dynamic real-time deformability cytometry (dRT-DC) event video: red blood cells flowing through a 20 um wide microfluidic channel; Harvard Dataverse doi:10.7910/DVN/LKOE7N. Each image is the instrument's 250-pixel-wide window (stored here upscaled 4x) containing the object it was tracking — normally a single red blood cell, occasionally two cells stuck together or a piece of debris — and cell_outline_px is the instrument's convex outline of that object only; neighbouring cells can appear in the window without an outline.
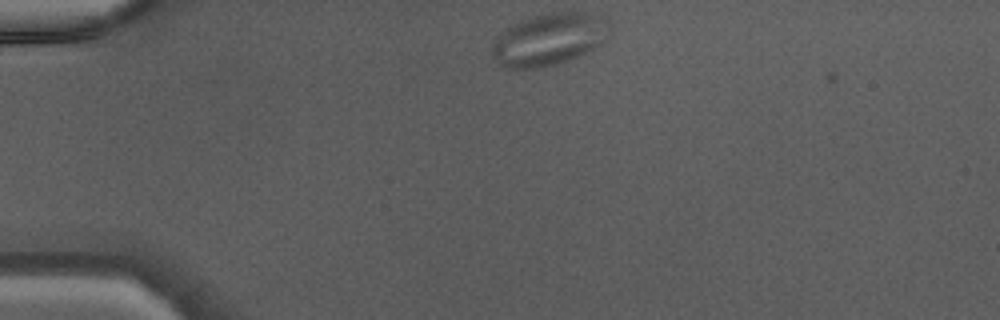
{"species": "Egyptian fruit bat (a non-hibernating species)", "species_latin": "Rousettus aegyptiacus", "temperature_condition": "warm", "stored_images_in_passage": 36, "camera_frame_rate_fps": 3000, "um_per_image_px": 0.085, "animal": {"sex": "male"}, "frame": {"image": 1, "passage_image": 1, "time_ms": 0.0, "image_size_px": [1000, 320], "cell_outline_px": [[612, 24], [608, 40], [576, 56], [556, 64], [536, 68], [504, 68], [496, 64], [492, 56], [492, 44], [508, 24], [528, 16], [540, 12], [584, 12], [604, 16]], "centroid_in_image_um": [46.66, 3.3], "position_along_channel_um": 38.3, "area_um2": 36.47}}
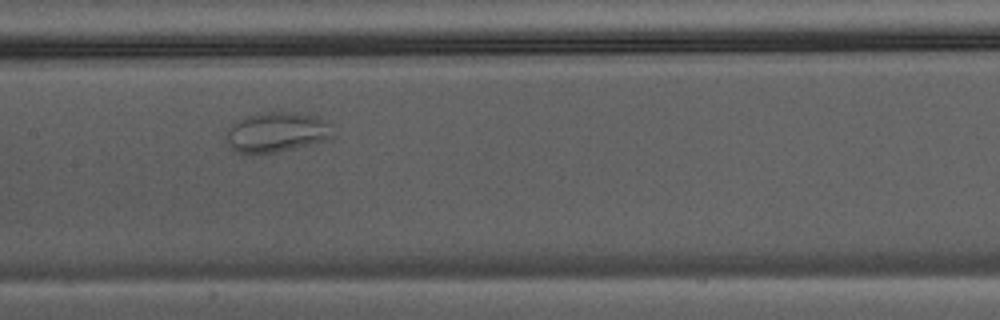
{"frame": {"image": 2, "passage_image": 14, "time_ms": 4.333, "image_size_px": [1000, 320], "cell_outline_px": [[336, 136], [324, 140], [276, 152], [248, 156], [236, 152], [224, 140], [224, 136], [228, 128], [232, 124], [248, 116], [268, 112], [292, 112], [316, 116], [328, 124]], "centroid_in_image_um": [23.44, 11.27], "position_along_channel_um": 184.0, "area_um2": 24.85}}
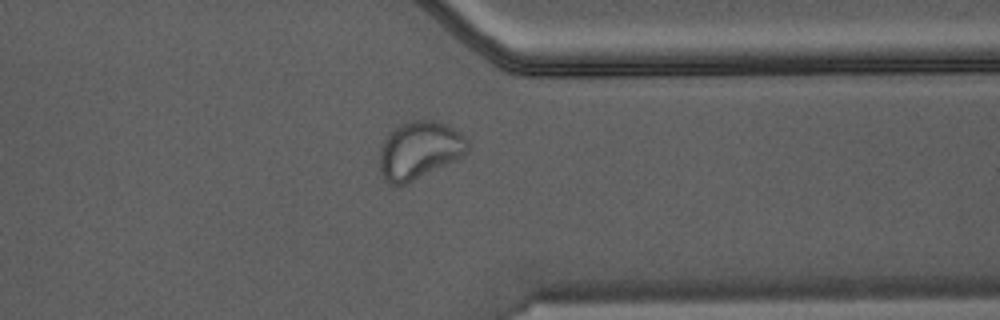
{"frame": {"image": 3, "passage_image": 27, "time_ms": 8.667, "image_size_px": [1000, 320], "cell_outline_px": [[468, 152], [456, 160], [400, 188], [388, 184], [384, 180], [380, 172], [380, 148], [384, 140], [392, 128], [408, 120], [436, 120], [460, 132], [468, 140]], "centroid_in_image_um": [35.62, 12.8], "position_along_channel_um": 375.8, "area_um2": 30.17}}